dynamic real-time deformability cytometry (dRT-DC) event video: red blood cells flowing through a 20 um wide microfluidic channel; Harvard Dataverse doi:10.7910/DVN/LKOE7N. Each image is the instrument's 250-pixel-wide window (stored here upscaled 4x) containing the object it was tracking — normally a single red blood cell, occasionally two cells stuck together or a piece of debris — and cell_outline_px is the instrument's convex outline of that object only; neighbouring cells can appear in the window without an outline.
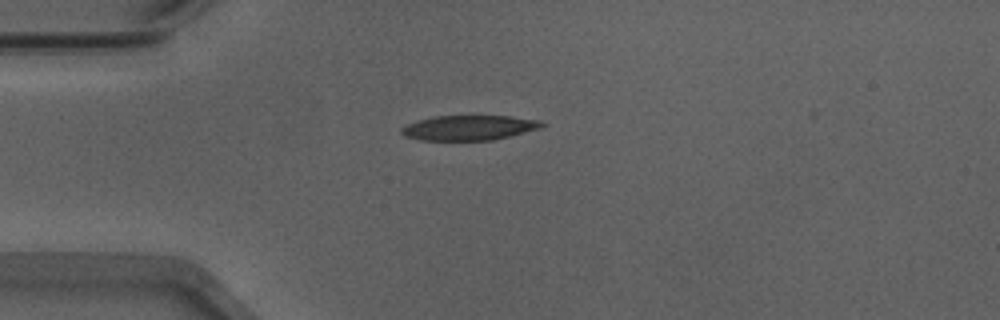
{"species": "Egyptian fruit bat (a non-hibernating species)", "species_latin": "Rousettus aegyptiacus", "temperature_condition": "warm", "stored_images_in_passage": 38, "camera_frame_rate_fps": 3000, "um_per_image_px": 0.085, "animal": {"sex": "male"}, "frame": {"image": 1, "passage_image": 1, "time_ms": 0.0, "image_size_px": [1000, 320], "cell_outline_px": [[548, 124], [540, 128], [492, 140], [420, 140], [404, 136], [400, 132], [400, 128], [408, 124], [432, 116], [508, 116], [540, 120]], "centroid_in_image_um": [39.86, 10.85], "position_along_channel_um": 45.1, "area_um2": 20.29}}
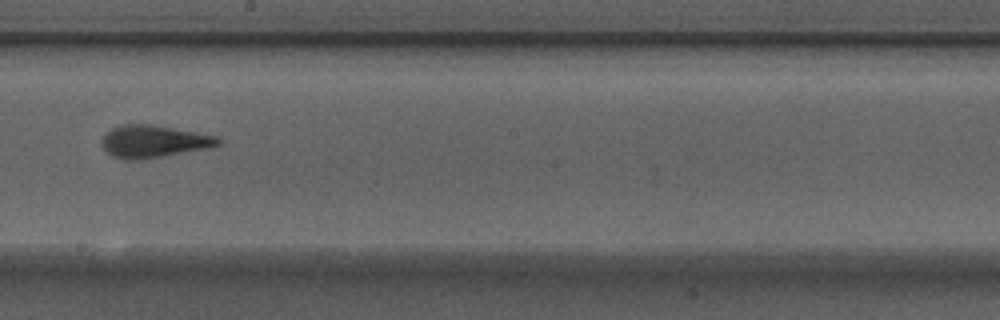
{"frame": {"image": 2, "passage_image": 17, "time_ms": 5.333, "image_size_px": [1000, 320], "cell_outline_px": [[224, 140], [220, 144], [212, 148], [140, 160], [124, 160], [112, 156], [100, 144], [100, 140], [112, 128], [124, 124], [152, 124], [196, 132], [216, 136]], "centroid_in_image_um": [13.09, 12.03], "position_along_channel_um": 235.1, "area_um2": 22.2}}
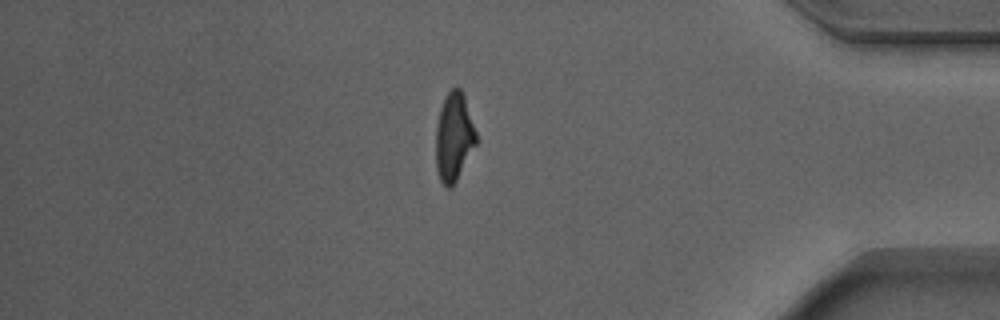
{"frame": {"image": 3, "passage_image": 32, "time_ms": 10.333, "image_size_px": [1000, 320], "cell_outline_px": [[476, 144], [456, 180], [448, 188], [440, 180], [436, 168], [436, 124], [440, 108], [444, 96], [456, 84], [460, 88], [464, 96], [476, 132]], "centroid_in_image_um": [38.56, 11.59], "position_along_channel_um": 396.6, "area_um2": 20.58}, "authors_computed_cell_mechanics": {"area_um2": 21.1259, "velocity_mm_per_s": 3.9126, "shape_relaxation_time_tau1_ms": 4.2535, "shape_relaxation_time_tau2_ms": 0.995, "deformation_change_tau1": 0.2189, "deformation_change_tau2": 0.1026}}